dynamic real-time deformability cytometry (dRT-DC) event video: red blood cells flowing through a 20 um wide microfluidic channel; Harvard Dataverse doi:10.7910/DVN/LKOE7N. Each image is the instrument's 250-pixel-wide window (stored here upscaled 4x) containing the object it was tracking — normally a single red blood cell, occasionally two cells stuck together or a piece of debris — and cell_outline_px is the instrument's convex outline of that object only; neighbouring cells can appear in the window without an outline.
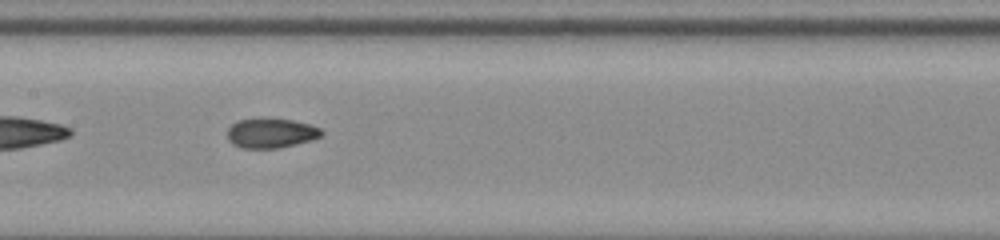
{"species": "common noctule bat (a hibernating species)", "species_latin": "Nyctalus noctula", "temperature_condition": "room temperature", "stored_images_in_passage": 30, "camera_frame_rate_fps": 3000, "um_per_image_px": 0.085, "animal": {"sex": "male", "body_mass_g": 20.0, "forearm_length_mm": 53.3}, "frame": {"image": 1, "passage_image": 9, "time_ms": 2.667, "image_size_px": [1000, 240], "cell_outline_px": [[324, 132], [320, 136], [308, 140], [280, 148], [244, 148], [232, 144], [228, 140], [228, 128], [236, 120], [264, 116], [292, 120], [308, 124], [320, 128]], "centroid_in_image_um": [22.98, 11.27], "position_along_channel_um": 184.4, "area_um2": 16.53}}
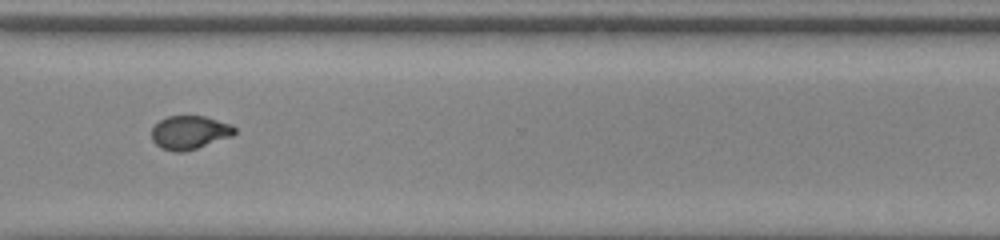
{"frame": {"image": 2, "passage_image": 22, "time_ms": 7.0, "image_size_px": [1000, 240], "cell_outline_px": [[236, 132], [232, 136], [184, 152], [172, 152], [160, 148], [152, 140], [152, 128], [160, 120], [168, 116], [204, 116], [232, 124], [236, 128]], "centroid_in_image_um": [16.11, 11.26], "position_along_channel_um": 354.5, "area_um2": 16.24}}